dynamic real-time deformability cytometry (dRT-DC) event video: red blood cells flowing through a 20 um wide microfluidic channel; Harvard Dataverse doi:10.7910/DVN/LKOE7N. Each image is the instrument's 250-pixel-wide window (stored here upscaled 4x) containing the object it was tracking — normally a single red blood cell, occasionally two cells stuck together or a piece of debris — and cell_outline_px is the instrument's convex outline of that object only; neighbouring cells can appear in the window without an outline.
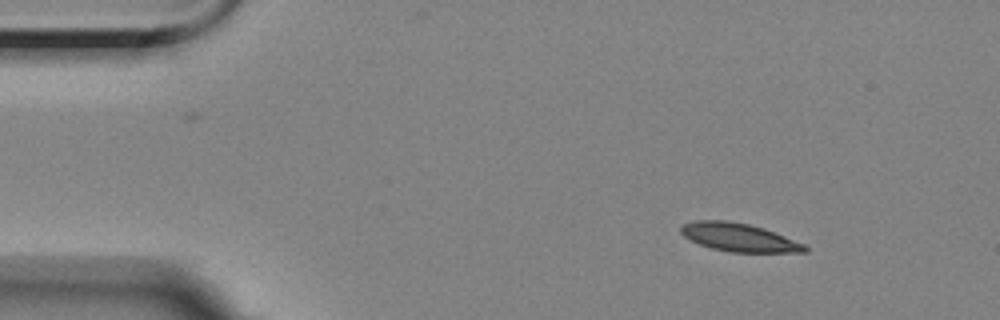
{"species": "Egyptian fruit bat (a non-hibernating species)", "species_latin": "Rousettus aegyptiacus", "temperature_condition": "room temperature", "stored_images_in_passage": 3, "camera_frame_rate_fps": 3000, "um_per_image_px": 0.085, "animal": {"sex": "female"}, "frame": {"image": 1, "passage_image": 1, "time_ms": 0.0, "image_size_px": [1000, 320], "cell_outline_px": [[808, 252], [728, 252], [712, 248], [700, 244], [684, 236], [680, 232], [680, 228], [684, 224], [696, 220], [728, 220], [748, 224], [764, 228], [804, 244], [808, 248]], "centroid_in_image_um": [62.81, 20.17], "position_along_channel_um": 22.2, "area_um2": 20.23}}